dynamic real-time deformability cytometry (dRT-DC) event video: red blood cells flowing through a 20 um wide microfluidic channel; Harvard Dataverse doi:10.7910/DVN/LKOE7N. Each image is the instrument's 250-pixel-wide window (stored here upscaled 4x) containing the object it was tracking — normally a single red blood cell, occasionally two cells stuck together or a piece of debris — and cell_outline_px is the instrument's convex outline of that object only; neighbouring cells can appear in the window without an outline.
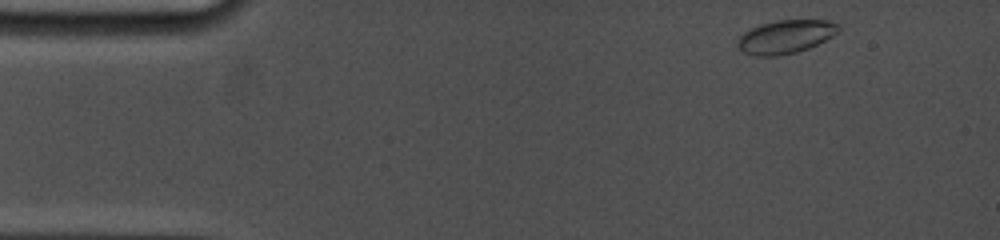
{"species": "common noctule bat (a hibernating species)", "species_latin": "Nyctalus noctula", "temperature_condition": "cold", "stored_images_in_passage": 29, "camera_frame_rate_fps": 5000, "um_per_image_px": 0.085, "animal": {"sex": "female", "body_mass_g": 19.0, "forearm_length_mm": 53.3}, "frame": {"image": 1, "passage_image": 1, "time_ms": 0.0, "image_size_px": [1000, 240], "cell_outline_px": [[840, 32], [808, 48], [796, 52], [776, 56], [756, 56], [744, 52], [736, 44], [736, 40], [744, 32], [760, 24], [776, 20], [828, 20], [840, 24]], "centroid_in_image_um": [66.78, 3.11], "position_along_channel_um": 18.2, "area_um2": 19.65}}
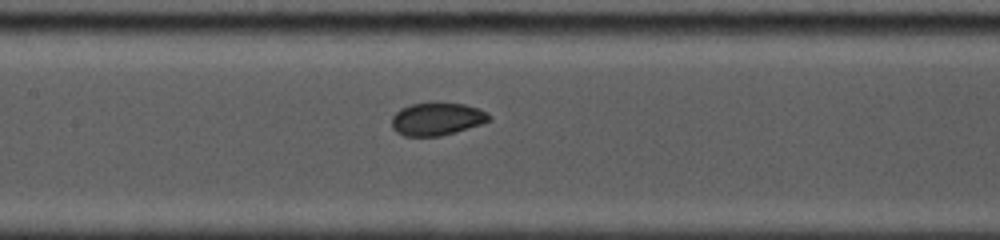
{"frame": {"image": 2, "passage_image": 13, "time_ms": 6.4, "image_size_px": [1000, 240], "cell_outline_px": [[492, 120], [456, 132], [440, 136], [404, 136], [396, 132], [392, 128], [392, 116], [400, 108], [412, 104], [464, 104], [480, 108], [488, 112], [492, 116]], "centroid_in_image_um": [37.16, 10.13], "position_along_channel_um": 170.2, "area_um2": 18.5}}
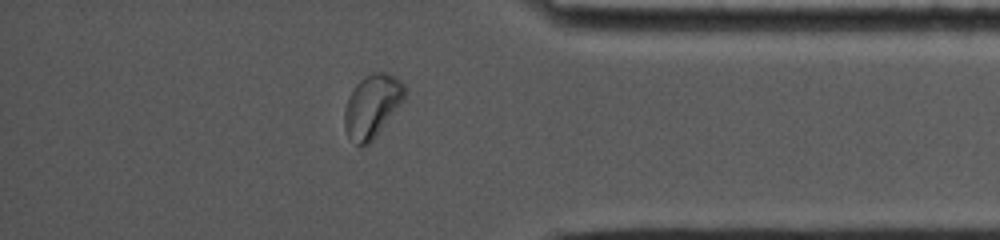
{"frame": {"image": 3, "passage_image": 25, "time_ms": 12.8, "image_size_px": [1000, 240], "cell_outline_px": [[404, 100], [376, 136], [368, 144], [356, 144], [348, 136], [344, 128], [344, 112], [348, 96], [352, 88], [364, 76], [372, 72], [384, 72], [396, 76], [404, 84]], "centroid_in_image_um": [31.61, 8.98], "position_along_channel_um": 403.6, "area_um2": 22.02}, "authors_computed_cell_mechanics": {"area_um2": 19.2474, "velocity_mm_per_s": 3.7527, "shape_relaxation_time_tau1_ms": 7.3931, "shape_relaxation_time_tau2_ms": 1.0732, "deformation_change_tau1": 0.1551, "deformation_change_tau2": 0.0394}}